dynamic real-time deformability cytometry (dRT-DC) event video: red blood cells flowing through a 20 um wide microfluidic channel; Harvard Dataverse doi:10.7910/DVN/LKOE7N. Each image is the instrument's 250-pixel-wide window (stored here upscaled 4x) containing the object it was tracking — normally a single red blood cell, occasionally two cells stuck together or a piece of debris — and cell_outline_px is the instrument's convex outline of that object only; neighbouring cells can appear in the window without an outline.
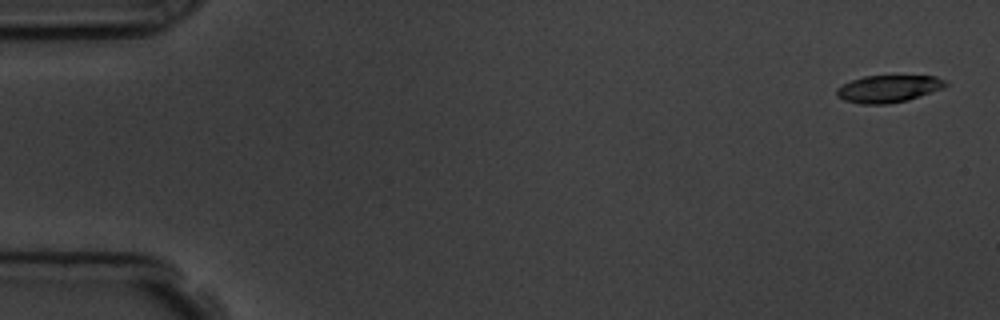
{"species": "common noctule bat (a hibernating species)", "species_latin": "Nyctalus noctula", "temperature_condition": "room temperature", "stored_images_in_passage": 5, "camera_frame_rate_fps": 3000, "um_per_image_px": 0.085, "animal": {"sex": "male", "body_mass_g": 19.5, "forearm_length_mm": 54.6}, "frame": {"image": 1, "passage_image": 1, "time_ms": 0.0, "image_size_px": [1000, 320], "cell_outline_px": [[948, 84], [944, 88], [908, 100], [888, 104], [860, 104], [844, 100], [836, 96], [836, 88], [852, 80], [864, 76], [936, 76], [944, 80]], "centroid_in_image_um": [75.51, 7.55], "position_along_channel_um": 9.5, "area_um2": 17.28}}
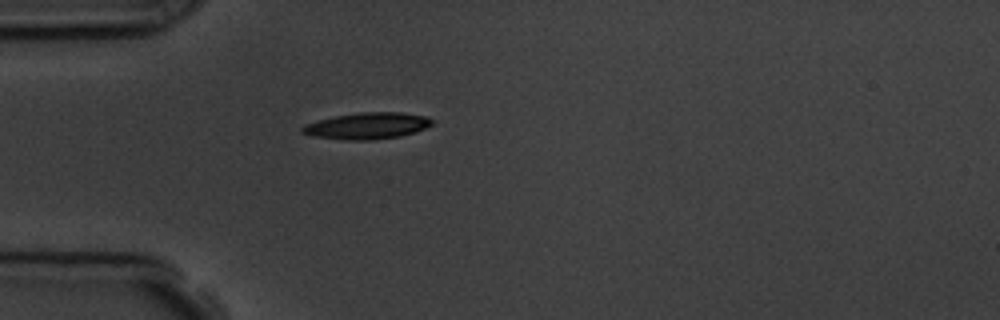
{"frame": {"image": 2, "passage_image": 5, "time_ms": 4.667, "image_size_px": [1000, 320], "cell_outline_px": [[432, 124], [416, 132], [400, 136], [372, 140], [344, 140], [312, 136], [300, 132], [300, 128], [304, 124], [336, 116], [360, 112], [400, 112], [424, 116], [432, 120]], "centroid_in_image_um": [31.17, 10.7], "position_along_channel_um": 53.8, "area_um2": 19.94}}